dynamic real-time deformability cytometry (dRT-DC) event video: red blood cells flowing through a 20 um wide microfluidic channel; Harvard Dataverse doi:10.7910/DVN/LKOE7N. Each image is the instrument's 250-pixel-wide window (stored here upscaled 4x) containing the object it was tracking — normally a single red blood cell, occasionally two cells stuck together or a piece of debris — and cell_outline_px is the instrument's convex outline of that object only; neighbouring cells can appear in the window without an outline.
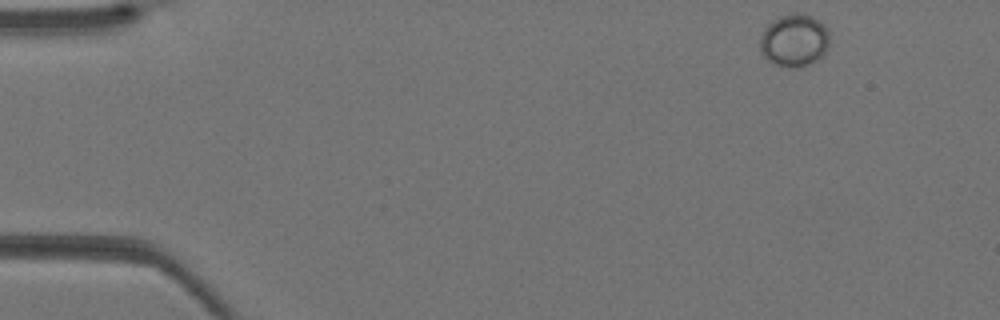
{"species": "Egyptian fruit bat (a non-hibernating species)", "species_latin": "Rousettus aegyptiacus", "temperature_condition": "warm", "stored_images_in_passage": 38, "camera_frame_rate_fps": 3000, "um_per_image_px": 0.085, "animal": {"sex": "female"}, "frame": {"image": 1, "passage_image": 1, "time_ms": 0.0, "image_size_px": [1000, 320], "cell_outline_px": [[828, 48], [820, 56], [808, 64], [776, 64], [768, 60], [760, 52], [760, 36], [764, 28], [772, 20], [780, 16], [792, 12], [796, 12], [812, 16], [824, 24], [828, 28]], "centroid_in_image_um": [67.49, 3.35], "position_along_channel_um": 17.5, "area_um2": 20.81}}
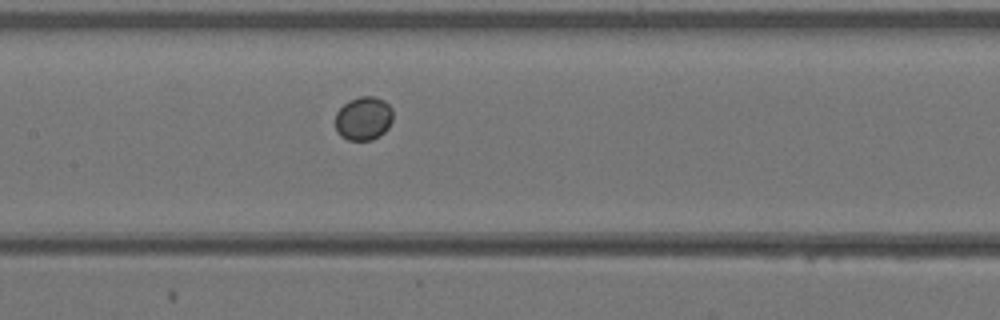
{"frame": {"image": 2, "passage_image": 17, "time_ms": 5.333, "image_size_px": [1000, 320], "cell_outline_px": [[392, 120], [388, 128], [380, 136], [372, 140], [348, 140], [340, 136], [336, 132], [336, 112], [344, 104], [360, 96], [372, 96], [384, 100], [392, 108]], "centroid_in_image_um": [30.9, 10.08], "position_along_channel_um": 176.5, "area_um2": 14.68}}
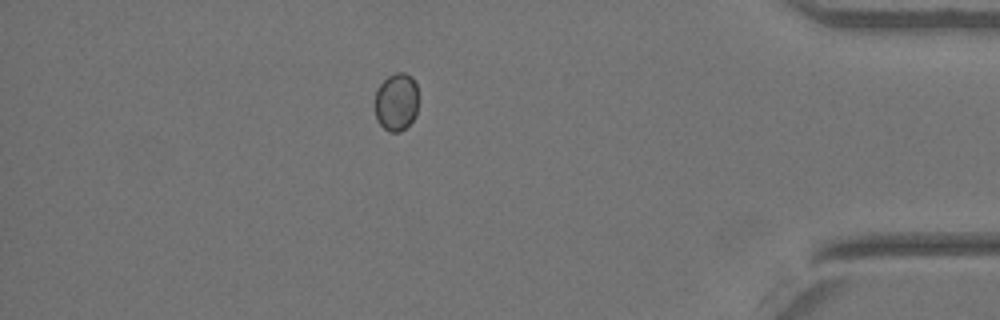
{"frame": {"image": 3, "passage_image": 33, "time_ms": 10.667, "image_size_px": [1000, 320], "cell_outline_px": [[416, 116], [400, 132], [388, 132], [376, 120], [376, 92], [380, 84], [388, 76], [396, 72], [404, 72], [412, 76], [416, 84]], "centroid_in_image_um": [33.68, 8.66], "position_along_channel_um": 401.5, "area_um2": 14.51}}